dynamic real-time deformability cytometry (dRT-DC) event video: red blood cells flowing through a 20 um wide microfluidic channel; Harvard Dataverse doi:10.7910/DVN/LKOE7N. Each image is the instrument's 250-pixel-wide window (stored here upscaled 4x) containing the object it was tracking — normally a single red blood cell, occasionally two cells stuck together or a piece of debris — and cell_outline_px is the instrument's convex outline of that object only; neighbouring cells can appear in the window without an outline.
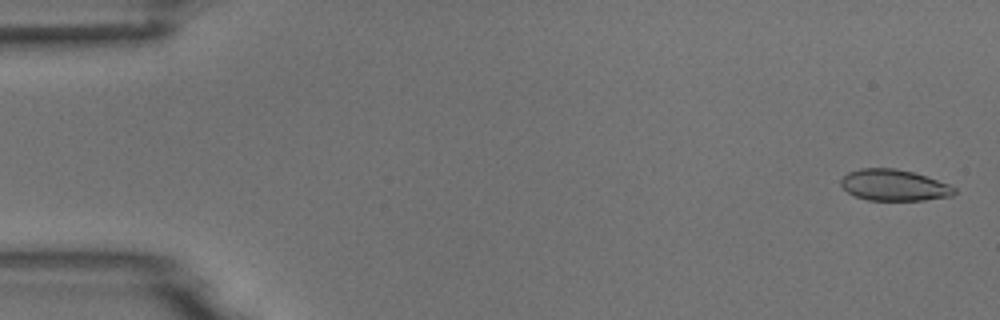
{"species": "common noctule bat (a hibernating species)", "species_latin": "Nyctalus noctula", "temperature_condition": "room temperature", "stored_images_in_passage": 5, "camera_frame_rate_fps": 3000, "um_per_image_px": 0.085, "animal": {"sex": "male", "body_mass_g": 18.8}, "frame": {"image": 1, "passage_image": 1, "time_ms": 0.0, "image_size_px": [1000, 320], "cell_outline_px": [[956, 192], [952, 196], [924, 200], [868, 200], [856, 196], [848, 192], [840, 184], [840, 180], [848, 172], [860, 168], [896, 168], [912, 172], [948, 184], [956, 188]], "centroid_in_image_um": [75.98, 15.74], "position_along_channel_um": 9.0, "area_um2": 20.52}}
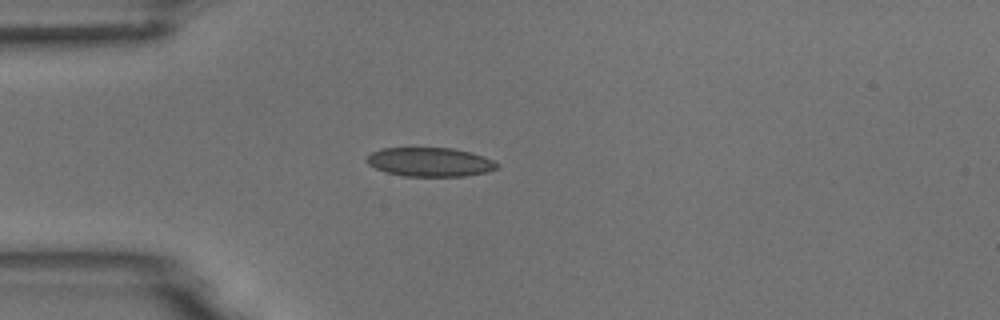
{"frame": {"image": 2, "passage_image": 5, "time_ms": 1.333, "image_size_px": [1000, 320], "cell_outline_px": [[500, 168], [488, 172], [464, 176], [404, 176], [384, 172], [368, 164], [364, 160], [372, 152], [380, 148], [452, 148], [472, 152], [484, 156], [500, 164]], "centroid_in_image_um": [36.57, 13.77], "position_along_channel_um": 48.4, "area_um2": 22.25}}